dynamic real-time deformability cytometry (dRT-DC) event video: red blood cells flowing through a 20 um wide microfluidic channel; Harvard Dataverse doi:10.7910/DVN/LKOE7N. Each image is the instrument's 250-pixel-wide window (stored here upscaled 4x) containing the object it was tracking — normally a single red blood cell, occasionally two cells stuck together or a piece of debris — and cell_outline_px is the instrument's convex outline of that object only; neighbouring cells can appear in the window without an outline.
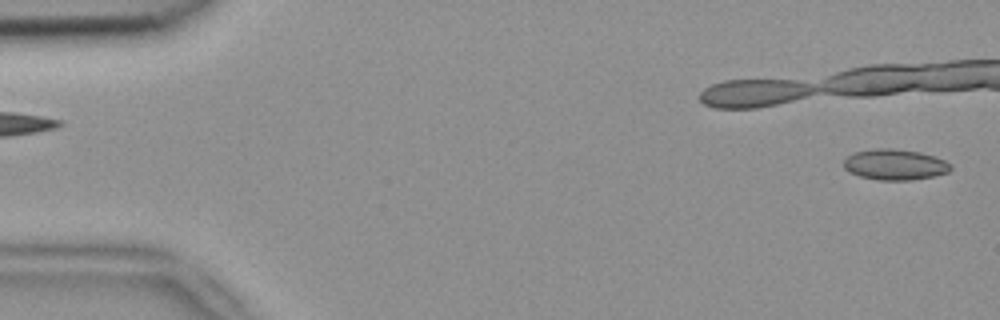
{"species": "common noctule bat (a hibernating species)", "species_latin": "Nyctalus noctula", "temperature_condition": "room temperature", "stored_images_in_passage": 3, "segment_of_instrument_passage": [2, 2], "camera_frame_rate_fps": 3000, "um_per_image_px": 0.085, "animal": {"sex": "female", "body_mass_g": 18.4}, "frame": {"image": 1, "passage_image": 3, "time_ms": 0.667, "image_size_px": [1000, 320], "cell_outline_px": [[952, 168], [948, 172], [932, 176], [912, 180], [876, 180], [860, 176], [848, 172], [844, 168], [844, 160], [852, 152], [876, 148], [892, 148], [920, 152], [936, 156], [952, 164]], "centroid_in_image_um": [76.06, 13.98], "position_along_channel_um": 8.9, "area_um2": 19.36}}